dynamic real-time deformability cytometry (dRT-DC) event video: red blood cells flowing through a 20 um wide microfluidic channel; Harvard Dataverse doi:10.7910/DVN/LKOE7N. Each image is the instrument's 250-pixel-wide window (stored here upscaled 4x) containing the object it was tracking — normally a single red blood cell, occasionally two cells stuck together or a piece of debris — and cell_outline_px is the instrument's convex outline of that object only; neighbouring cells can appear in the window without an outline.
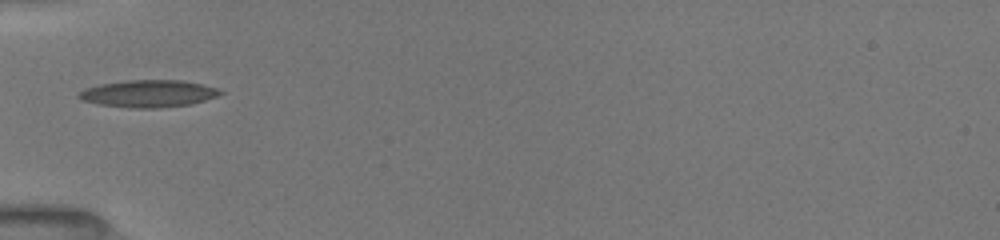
{"species": "common noctule bat (a hibernating species)", "species_latin": "Nyctalus noctula", "temperature_condition": "room temperature", "stored_images_in_passage": 70, "camera_frame_rate_fps": 3000, "um_per_image_px": 0.085, "animal": {"sex": "female", "body_mass_g": 19.5, "forearm_length_mm": 54.1}, "frame": {"image": 1, "passage_image": 1, "time_ms": 0.0, "image_size_px": [1000, 240], "cell_outline_px": [[224, 92], [216, 96], [204, 100], [188, 104], [152, 108], [136, 108], [100, 104], [84, 100], [76, 96], [84, 88], [100, 84], [124, 80], [184, 80], [216, 88]], "centroid_in_image_um": [12.59, 7.94], "position_along_channel_um": 72.4, "area_um2": 22.02}}
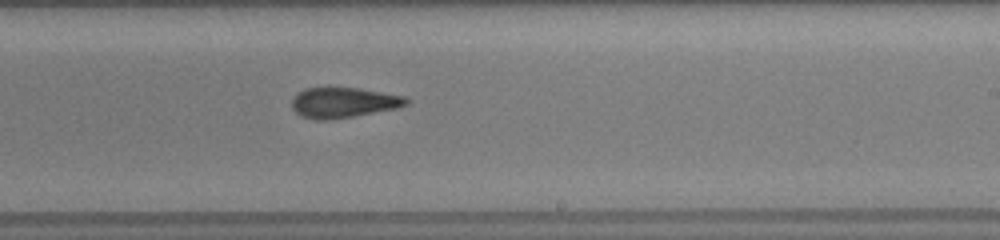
{"frame": {"image": 2, "passage_image": 33, "time_ms": 4.667, "image_size_px": [1000, 240], "cell_outline_px": [[412, 100], [408, 104], [396, 108], [352, 116], [324, 120], [316, 120], [300, 116], [292, 108], [292, 100], [296, 92], [304, 88], [360, 88], [404, 96]], "centroid_in_image_um": [29.18, 8.71], "position_along_channel_um": 259.8, "area_um2": 20.17}}
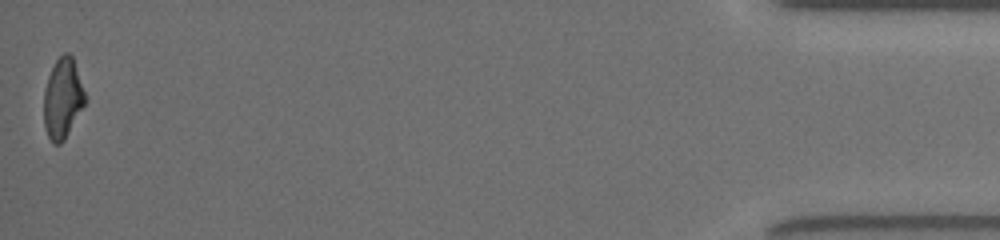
{"frame": {"image": 3, "passage_image": 68, "time_ms": 11.0, "image_size_px": [1000, 240], "cell_outline_px": [[84, 104], [64, 140], [60, 144], [52, 144], [44, 128], [44, 88], [48, 76], [56, 60], [64, 52], [68, 52], [72, 56], [84, 92]], "centroid_in_image_um": [5.29, 8.38], "position_along_channel_um": 429.9, "area_um2": 18.9}, "authors_computed_cell_mechanics": {"area_um2": 20.1722, "velocity_mm_per_s": 4.0264, "shape_relaxation_time_tau1_ms": 5.1267, "shape_relaxation_time_tau2_ms": 1.8706, "deformation_change_tau1": 0.1942, "deformation_change_tau2": 0.1092}}